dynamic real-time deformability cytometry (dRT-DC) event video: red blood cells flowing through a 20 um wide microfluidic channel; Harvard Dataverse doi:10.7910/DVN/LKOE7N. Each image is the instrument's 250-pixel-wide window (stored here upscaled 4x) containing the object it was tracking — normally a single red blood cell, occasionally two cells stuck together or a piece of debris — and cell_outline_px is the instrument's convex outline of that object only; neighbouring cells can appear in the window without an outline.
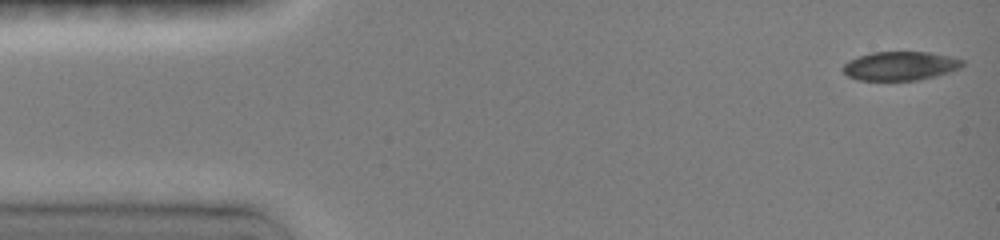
{"species": "common noctule bat (a hibernating species)", "species_latin": "Nyctalus noctula", "temperature_condition": "room temperature", "stored_images_in_passage": 10, "camera_frame_rate_fps": 3000, "um_per_image_px": 0.085, "animal": {"sex": "female", "body_mass_g": 19.0, "forearm_length_mm": 51.5}, "frame": {"image": 1, "passage_image": 1, "time_ms": 0.0, "image_size_px": [1000, 240], "cell_outline_px": [[964, 64], [960, 68], [936, 76], [916, 80], [856, 80], [848, 76], [840, 68], [848, 60], [856, 56], [872, 52], [928, 52], [952, 56], [964, 60]], "centroid_in_image_um": [76.49, 5.59], "position_along_channel_um": 8.5, "area_um2": 20.29}}
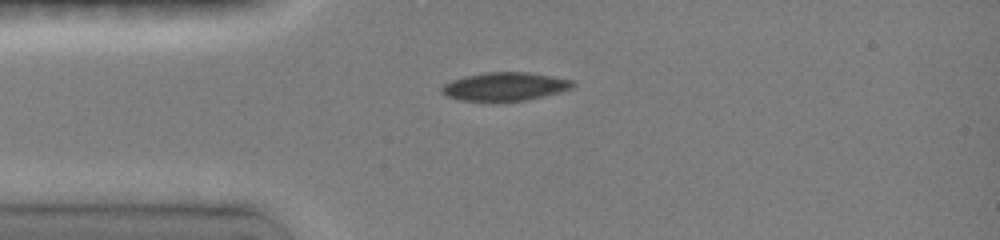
{"frame": {"image": 2, "passage_image": 9, "time_ms": 3.333, "image_size_px": [1000, 240], "cell_outline_px": [[576, 84], [572, 88], [560, 92], [544, 96], [524, 100], [460, 100], [448, 96], [440, 92], [440, 88], [444, 84], [452, 80], [468, 76], [488, 72], [524, 72], [572, 80]], "centroid_in_image_um": [42.92, 7.35], "position_along_channel_um": 42.1, "area_um2": 21.1}}